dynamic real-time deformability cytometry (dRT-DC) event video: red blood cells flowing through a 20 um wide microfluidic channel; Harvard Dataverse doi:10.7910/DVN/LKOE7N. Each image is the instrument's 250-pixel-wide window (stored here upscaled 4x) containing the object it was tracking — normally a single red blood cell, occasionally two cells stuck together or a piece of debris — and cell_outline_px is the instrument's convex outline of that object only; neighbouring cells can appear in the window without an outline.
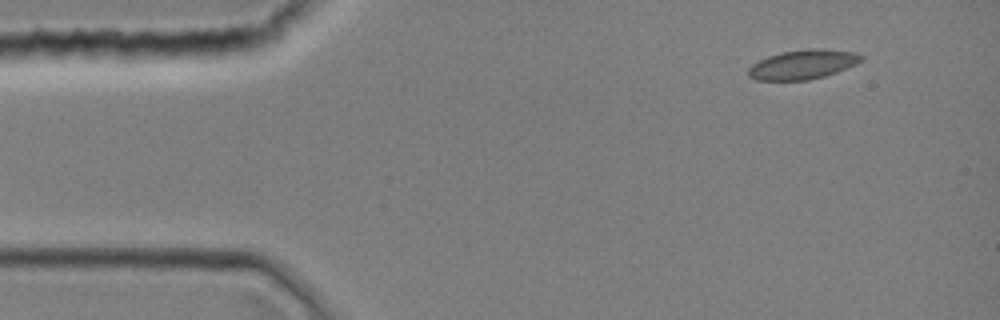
{"species": "common noctule bat (a hibernating species)", "species_latin": "Nyctalus noctula", "temperature_condition": "room temperature", "stored_images_in_passage": 2, "camera_frame_rate_fps": 3000, "um_per_image_px": 0.085, "animal": {"sex": "female", "body_mass_g": 19.0, "forearm_length_mm": 51.5}, "frame": {"image": 1, "passage_image": 1, "time_ms": 0.0, "image_size_px": [1000, 320], "cell_outline_px": [[864, 60], [856, 64], [836, 72], [824, 76], [808, 80], [756, 80], [748, 76], [748, 68], [752, 64], [768, 56], [784, 52], [808, 48], [824, 48], [856, 52], [864, 56]], "centroid_in_image_um": [68.28, 5.47], "position_along_channel_um": 16.7, "area_um2": 19.42}}